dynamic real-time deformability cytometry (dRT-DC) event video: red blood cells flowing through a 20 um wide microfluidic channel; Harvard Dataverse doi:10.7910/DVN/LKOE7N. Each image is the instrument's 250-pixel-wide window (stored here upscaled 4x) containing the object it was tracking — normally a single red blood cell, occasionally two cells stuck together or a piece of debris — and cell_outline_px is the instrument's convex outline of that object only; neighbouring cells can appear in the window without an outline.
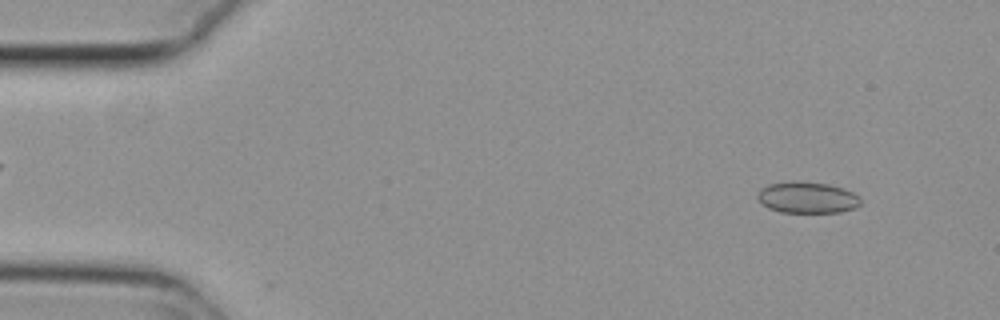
{"species": "common noctule bat (a hibernating species)", "species_latin": "Nyctalus noctula", "temperature_condition": "cold", "stored_images_in_passage": 53, "camera_frame_rate_fps": 3000, "um_per_image_px": 0.085, "animal": {"sex": "female", "body_mass_g": 29.2, "forearm_length_mm": 56.3}, "frame": {"image": 1, "passage_image": 5, "time_ms": 1.333, "image_size_px": [1000, 320], "cell_outline_px": [[860, 204], [856, 208], [840, 212], [780, 212], [768, 208], [756, 196], [756, 192], [760, 188], [768, 184], [828, 184], [852, 192], [860, 196]], "centroid_in_image_um": [68.63, 16.84], "position_along_channel_um": 16.4, "area_um2": 18.03}}
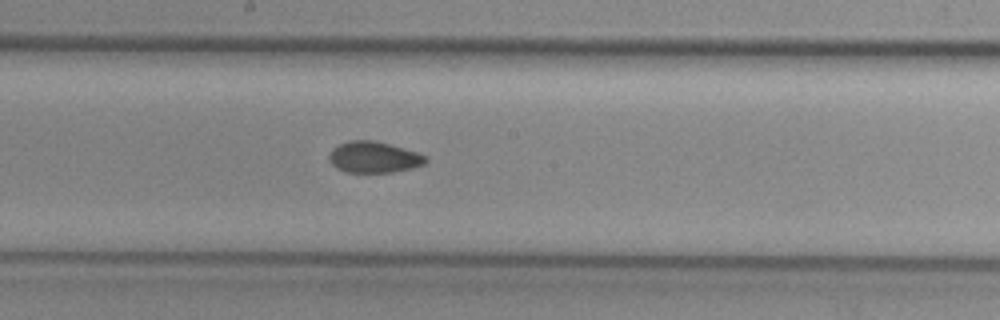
{"frame": {"image": 2, "passage_image": 29, "time_ms": 9.333, "image_size_px": [1000, 320], "cell_outline_px": [[428, 160], [424, 164], [412, 168], [392, 172], [348, 172], [336, 168], [332, 164], [328, 156], [332, 148], [348, 140], [372, 140], [388, 144], [416, 152], [428, 156]], "centroid_in_image_um": [31.77, 13.36], "position_along_channel_um": 216.4, "area_um2": 17.46}}
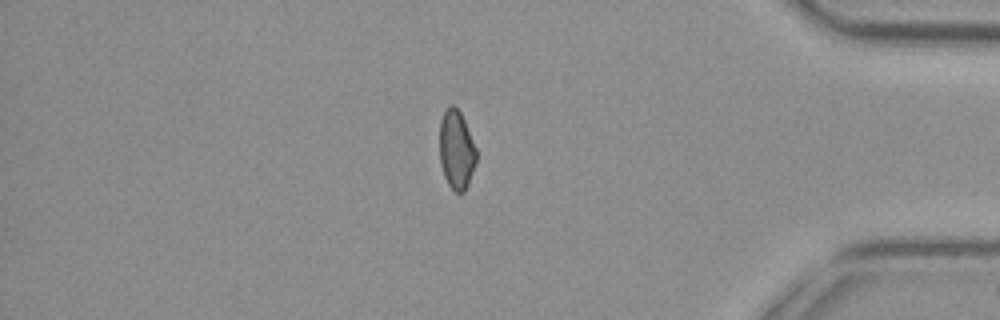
{"frame": {"image": 3, "passage_image": 46, "time_ms": 15.0, "image_size_px": [1000, 320], "cell_outline_px": [[476, 164], [468, 184], [464, 192], [456, 192], [448, 184], [444, 176], [440, 164], [440, 120], [444, 112], [452, 104], [460, 112], [464, 120], [476, 148]], "centroid_in_image_um": [38.79, 12.75], "position_along_channel_um": 396.4, "area_um2": 16.76}}